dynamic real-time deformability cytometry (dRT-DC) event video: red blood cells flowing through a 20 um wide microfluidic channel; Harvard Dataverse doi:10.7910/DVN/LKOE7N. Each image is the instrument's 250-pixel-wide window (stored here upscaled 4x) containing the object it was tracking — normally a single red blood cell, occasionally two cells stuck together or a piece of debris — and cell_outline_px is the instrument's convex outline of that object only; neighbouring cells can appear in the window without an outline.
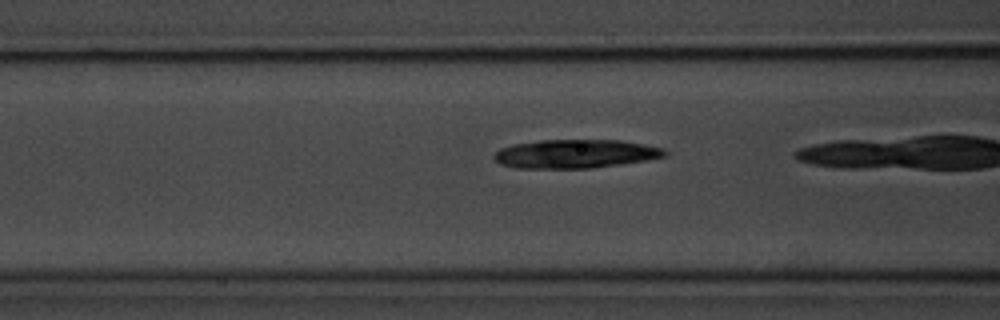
{"species": "common noctule bat (a hibernating species)", "species_latin": "Nyctalus noctula", "temperature_condition": "room temperature", "stored_images_in_passage": 6, "camera_frame_rate_fps": 3000, "um_per_image_px": 0.085, "animal": {"sex": "male", "body_mass_g": 20.1, "forearm_length_mm": 53.5}, "frame": {"image": 1, "passage_image": 5, "time_ms": 5.333, "image_size_px": [1000, 320], "cell_outline_px": [[668, 156], [648, 160], [592, 168], [516, 168], [500, 164], [492, 156], [500, 148], [512, 144], [540, 140], [620, 140], [644, 144], [664, 148], [668, 152]], "centroid_in_image_um": [48.93, 13.07], "position_along_channel_um": 117.7, "area_um2": 28.73}}